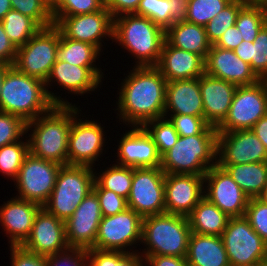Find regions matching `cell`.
Wrapping results in <instances>:
<instances>
[{"label": "cell", "instance_id": "6", "mask_svg": "<svg viewBox=\"0 0 267 266\" xmlns=\"http://www.w3.org/2000/svg\"><path fill=\"white\" fill-rule=\"evenodd\" d=\"M217 164V134L179 136L172 148L161 156L165 174L204 176Z\"/></svg>", "mask_w": 267, "mask_h": 266}, {"label": "cell", "instance_id": "39", "mask_svg": "<svg viewBox=\"0 0 267 266\" xmlns=\"http://www.w3.org/2000/svg\"><path fill=\"white\" fill-rule=\"evenodd\" d=\"M142 127L151 136L161 156L172 148L179 138L173 124L166 117L148 121Z\"/></svg>", "mask_w": 267, "mask_h": 266}, {"label": "cell", "instance_id": "59", "mask_svg": "<svg viewBox=\"0 0 267 266\" xmlns=\"http://www.w3.org/2000/svg\"><path fill=\"white\" fill-rule=\"evenodd\" d=\"M11 65L5 64L0 62V95H1V89L4 82V77L6 75V72L11 68Z\"/></svg>", "mask_w": 267, "mask_h": 266}, {"label": "cell", "instance_id": "16", "mask_svg": "<svg viewBox=\"0 0 267 266\" xmlns=\"http://www.w3.org/2000/svg\"><path fill=\"white\" fill-rule=\"evenodd\" d=\"M165 173L160 167L133 168L127 206L142 217L165 213Z\"/></svg>", "mask_w": 267, "mask_h": 266}, {"label": "cell", "instance_id": "61", "mask_svg": "<svg viewBox=\"0 0 267 266\" xmlns=\"http://www.w3.org/2000/svg\"><path fill=\"white\" fill-rule=\"evenodd\" d=\"M259 198L267 204V184L265 186L264 192Z\"/></svg>", "mask_w": 267, "mask_h": 266}, {"label": "cell", "instance_id": "51", "mask_svg": "<svg viewBox=\"0 0 267 266\" xmlns=\"http://www.w3.org/2000/svg\"><path fill=\"white\" fill-rule=\"evenodd\" d=\"M140 0H105V7L113 18L123 14H133L137 11Z\"/></svg>", "mask_w": 267, "mask_h": 266}, {"label": "cell", "instance_id": "22", "mask_svg": "<svg viewBox=\"0 0 267 266\" xmlns=\"http://www.w3.org/2000/svg\"><path fill=\"white\" fill-rule=\"evenodd\" d=\"M165 212L188 217L204 198V176L165 174Z\"/></svg>", "mask_w": 267, "mask_h": 266}, {"label": "cell", "instance_id": "40", "mask_svg": "<svg viewBox=\"0 0 267 266\" xmlns=\"http://www.w3.org/2000/svg\"><path fill=\"white\" fill-rule=\"evenodd\" d=\"M232 0H189L187 22L205 27Z\"/></svg>", "mask_w": 267, "mask_h": 266}, {"label": "cell", "instance_id": "13", "mask_svg": "<svg viewBox=\"0 0 267 266\" xmlns=\"http://www.w3.org/2000/svg\"><path fill=\"white\" fill-rule=\"evenodd\" d=\"M61 165L28 153L18 177L12 181L17 188L16 198L41 205L49 200Z\"/></svg>", "mask_w": 267, "mask_h": 266}, {"label": "cell", "instance_id": "43", "mask_svg": "<svg viewBox=\"0 0 267 266\" xmlns=\"http://www.w3.org/2000/svg\"><path fill=\"white\" fill-rule=\"evenodd\" d=\"M105 0H51L52 16H76L102 10Z\"/></svg>", "mask_w": 267, "mask_h": 266}, {"label": "cell", "instance_id": "15", "mask_svg": "<svg viewBox=\"0 0 267 266\" xmlns=\"http://www.w3.org/2000/svg\"><path fill=\"white\" fill-rule=\"evenodd\" d=\"M52 17L64 37L94 45L101 52L105 39L113 43L114 18L106 7L89 14Z\"/></svg>", "mask_w": 267, "mask_h": 266}, {"label": "cell", "instance_id": "58", "mask_svg": "<svg viewBox=\"0 0 267 266\" xmlns=\"http://www.w3.org/2000/svg\"><path fill=\"white\" fill-rule=\"evenodd\" d=\"M12 9L10 0H0V21Z\"/></svg>", "mask_w": 267, "mask_h": 266}, {"label": "cell", "instance_id": "57", "mask_svg": "<svg viewBox=\"0 0 267 266\" xmlns=\"http://www.w3.org/2000/svg\"><path fill=\"white\" fill-rule=\"evenodd\" d=\"M234 53L242 59L244 62L251 64V42L243 40L237 48H235Z\"/></svg>", "mask_w": 267, "mask_h": 266}, {"label": "cell", "instance_id": "60", "mask_svg": "<svg viewBox=\"0 0 267 266\" xmlns=\"http://www.w3.org/2000/svg\"><path fill=\"white\" fill-rule=\"evenodd\" d=\"M244 4L266 5L267 0H241Z\"/></svg>", "mask_w": 267, "mask_h": 266}, {"label": "cell", "instance_id": "12", "mask_svg": "<svg viewBox=\"0 0 267 266\" xmlns=\"http://www.w3.org/2000/svg\"><path fill=\"white\" fill-rule=\"evenodd\" d=\"M221 237L230 266H255L267 259V244L244 216L229 218Z\"/></svg>", "mask_w": 267, "mask_h": 266}, {"label": "cell", "instance_id": "48", "mask_svg": "<svg viewBox=\"0 0 267 266\" xmlns=\"http://www.w3.org/2000/svg\"><path fill=\"white\" fill-rule=\"evenodd\" d=\"M93 191L98 196L102 216L116 215L128 208L125 198L111 190L103 189L96 181L93 185Z\"/></svg>", "mask_w": 267, "mask_h": 266}, {"label": "cell", "instance_id": "19", "mask_svg": "<svg viewBox=\"0 0 267 266\" xmlns=\"http://www.w3.org/2000/svg\"><path fill=\"white\" fill-rule=\"evenodd\" d=\"M102 217L98 196L92 190L65 221L69 247L85 250L94 248Z\"/></svg>", "mask_w": 267, "mask_h": 266}, {"label": "cell", "instance_id": "23", "mask_svg": "<svg viewBox=\"0 0 267 266\" xmlns=\"http://www.w3.org/2000/svg\"><path fill=\"white\" fill-rule=\"evenodd\" d=\"M41 205L11 197L0 206V226L9 238L10 246H21L30 236L35 217Z\"/></svg>", "mask_w": 267, "mask_h": 266}, {"label": "cell", "instance_id": "3", "mask_svg": "<svg viewBox=\"0 0 267 266\" xmlns=\"http://www.w3.org/2000/svg\"><path fill=\"white\" fill-rule=\"evenodd\" d=\"M113 42L133 56L135 67L156 66L165 42V29L145 16L114 18Z\"/></svg>", "mask_w": 267, "mask_h": 266}, {"label": "cell", "instance_id": "5", "mask_svg": "<svg viewBox=\"0 0 267 266\" xmlns=\"http://www.w3.org/2000/svg\"><path fill=\"white\" fill-rule=\"evenodd\" d=\"M191 228L188 217L161 213L143 217L141 243L145 249L138 254L147 256L185 257L188 252Z\"/></svg>", "mask_w": 267, "mask_h": 266}, {"label": "cell", "instance_id": "27", "mask_svg": "<svg viewBox=\"0 0 267 266\" xmlns=\"http://www.w3.org/2000/svg\"><path fill=\"white\" fill-rule=\"evenodd\" d=\"M164 114L204 116L200 77L166 83Z\"/></svg>", "mask_w": 267, "mask_h": 266}, {"label": "cell", "instance_id": "56", "mask_svg": "<svg viewBox=\"0 0 267 266\" xmlns=\"http://www.w3.org/2000/svg\"><path fill=\"white\" fill-rule=\"evenodd\" d=\"M263 143L267 151V114L260 118L251 129Z\"/></svg>", "mask_w": 267, "mask_h": 266}, {"label": "cell", "instance_id": "30", "mask_svg": "<svg viewBox=\"0 0 267 266\" xmlns=\"http://www.w3.org/2000/svg\"><path fill=\"white\" fill-rule=\"evenodd\" d=\"M249 198H259L267 184V162L219 165Z\"/></svg>", "mask_w": 267, "mask_h": 266}, {"label": "cell", "instance_id": "37", "mask_svg": "<svg viewBox=\"0 0 267 266\" xmlns=\"http://www.w3.org/2000/svg\"><path fill=\"white\" fill-rule=\"evenodd\" d=\"M87 266H143L142 257L138 252L87 250Z\"/></svg>", "mask_w": 267, "mask_h": 266}, {"label": "cell", "instance_id": "47", "mask_svg": "<svg viewBox=\"0 0 267 266\" xmlns=\"http://www.w3.org/2000/svg\"><path fill=\"white\" fill-rule=\"evenodd\" d=\"M244 217L267 244V204L260 198H250Z\"/></svg>", "mask_w": 267, "mask_h": 266}, {"label": "cell", "instance_id": "24", "mask_svg": "<svg viewBox=\"0 0 267 266\" xmlns=\"http://www.w3.org/2000/svg\"><path fill=\"white\" fill-rule=\"evenodd\" d=\"M205 72L236 86H248L260 80L250 65L240 59L233 50L214 45L211 46L205 60Z\"/></svg>", "mask_w": 267, "mask_h": 266}, {"label": "cell", "instance_id": "32", "mask_svg": "<svg viewBox=\"0 0 267 266\" xmlns=\"http://www.w3.org/2000/svg\"><path fill=\"white\" fill-rule=\"evenodd\" d=\"M101 53L96 46L64 37L59 31L57 60L81 67H100L95 63Z\"/></svg>", "mask_w": 267, "mask_h": 266}, {"label": "cell", "instance_id": "45", "mask_svg": "<svg viewBox=\"0 0 267 266\" xmlns=\"http://www.w3.org/2000/svg\"><path fill=\"white\" fill-rule=\"evenodd\" d=\"M26 125L21 117L0 111V148L25 137Z\"/></svg>", "mask_w": 267, "mask_h": 266}, {"label": "cell", "instance_id": "49", "mask_svg": "<svg viewBox=\"0 0 267 266\" xmlns=\"http://www.w3.org/2000/svg\"><path fill=\"white\" fill-rule=\"evenodd\" d=\"M47 266H87V250L69 247L46 257Z\"/></svg>", "mask_w": 267, "mask_h": 266}, {"label": "cell", "instance_id": "7", "mask_svg": "<svg viewBox=\"0 0 267 266\" xmlns=\"http://www.w3.org/2000/svg\"><path fill=\"white\" fill-rule=\"evenodd\" d=\"M95 169L83 165H61L54 189L43 207L65 222L93 190Z\"/></svg>", "mask_w": 267, "mask_h": 266}, {"label": "cell", "instance_id": "18", "mask_svg": "<svg viewBox=\"0 0 267 266\" xmlns=\"http://www.w3.org/2000/svg\"><path fill=\"white\" fill-rule=\"evenodd\" d=\"M254 162H267V151L252 130L218 132V165Z\"/></svg>", "mask_w": 267, "mask_h": 266}, {"label": "cell", "instance_id": "26", "mask_svg": "<svg viewBox=\"0 0 267 266\" xmlns=\"http://www.w3.org/2000/svg\"><path fill=\"white\" fill-rule=\"evenodd\" d=\"M155 67L167 82L187 80L205 73V60L198 54L175 48L165 40Z\"/></svg>", "mask_w": 267, "mask_h": 266}, {"label": "cell", "instance_id": "52", "mask_svg": "<svg viewBox=\"0 0 267 266\" xmlns=\"http://www.w3.org/2000/svg\"><path fill=\"white\" fill-rule=\"evenodd\" d=\"M17 48L12 44L0 21V62L13 66Z\"/></svg>", "mask_w": 267, "mask_h": 266}, {"label": "cell", "instance_id": "10", "mask_svg": "<svg viewBox=\"0 0 267 266\" xmlns=\"http://www.w3.org/2000/svg\"><path fill=\"white\" fill-rule=\"evenodd\" d=\"M143 217L131 208L111 216H103L98 226L94 249L103 251L139 252ZM132 249H131V247Z\"/></svg>", "mask_w": 267, "mask_h": 266}, {"label": "cell", "instance_id": "31", "mask_svg": "<svg viewBox=\"0 0 267 266\" xmlns=\"http://www.w3.org/2000/svg\"><path fill=\"white\" fill-rule=\"evenodd\" d=\"M229 218L205 197L193 208V211L188 216L191 232L215 236H222Z\"/></svg>", "mask_w": 267, "mask_h": 266}, {"label": "cell", "instance_id": "53", "mask_svg": "<svg viewBox=\"0 0 267 266\" xmlns=\"http://www.w3.org/2000/svg\"><path fill=\"white\" fill-rule=\"evenodd\" d=\"M243 41L240 30L236 25L229 27L220 39L214 44L219 48L234 50Z\"/></svg>", "mask_w": 267, "mask_h": 266}, {"label": "cell", "instance_id": "46", "mask_svg": "<svg viewBox=\"0 0 267 266\" xmlns=\"http://www.w3.org/2000/svg\"><path fill=\"white\" fill-rule=\"evenodd\" d=\"M250 67L260 80H267V27L264 25L251 42Z\"/></svg>", "mask_w": 267, "mask_h": 266}, {"label": "cell", "instance_id": "20", "mask_svg": "<svg viewBox=\"0 0 267 266\" xmlns=\"http://www.w3.org/2000/svg\"><path fill=\"white\" fill-rule=\"evenodd\" d=\"M129 129L120 141L117 140L115 164L131 168L160 167L161 155L147 131L142 126H130Z\"/></svg>", "mask_w": 267, "mask_h": 266}, {"label": "cell", "instance_id": "63", "mask_svg": "<svg viewBox=\"0 0 267 266\" xmlns=\"http://www.w3.org/2000/svg\"><path fill=\"white\" fill-rule=\"evenodd\" d=\"M264 12H265V25L267 27V4L264 5Z\"/></svg>", "mask_w": 267, "mask_h": 266}, {"label": "cell", "instance_id": "1", "mask_svg": "<svg viewBox=\"0 0 267 266\" xmlns=\"http://www.w3.org/2000/svg\"><path fill=\"white\" fill-rule=\"evenodd\" d=\"M166 83L155 66H133L117 92L115 110H118L116 118L119 123L128 128L131 125L141 127L148 121L164 117Z\"/></svg>", "mask_w": 267, "mask_h": 266}, {"label": "cell", "instance_id": "9", "mask_svg": "<svg viewBox=\"0 0 267 266\" xmlns=\"http://www.w3.org/2000/svg\"><path fill=\"white\" fill-rule=\"evenodd\" d=\"M59 29L41 28L23 46L17 48L13 66L23 74L46 82L57 61Z\"/></svg>", "mask_w": 267, "mask_h": 266}, {"label": "cell", "instance_id": "55", "mask_svg": "<svg viewBox=\"0 0 267 266\" xmlns=\"http://www.w3.org/2000/svg\"><path fill=\"white\" fill-rule=\"evenodd\" d=\"M171 15L175 21L184 20L187 15L189 0H169Z\"/></svg>", "mask_w": 267, "mask_h": 266}, {"label": "cell", "instance_id": "11", "mask_svg": "<svg viewBox=\"0 0 267 266\" xmlns=\"http://www.w3.org/2000/svg\"><path fill=\"white\" fill-rule=\"evenodd\" d=\"M267 114V80L248 86H237L231 106L218 132L251 130Z\"/></svg>", "mask_w": 267, "mask_h": 266}, {"label": "cell", "instance_id": "25", "mask_svg": "<svg viewBox=\"0 0 267 266\" xmlns=\"http://www.w3.org/2000/svg\"><path fill=\"white\" fill-rule=\"evenodd\" d=\"M237 86L231 82L208 75L200 76V90L204 108V119L218 127L226 118Z\"/></svg>", "mask_w": 267, "mask_h": 266}, {"label": "cell", "instance_id": "41", "mask_svg": "<svg viewBox=\"0 0 267 266\" xmlns=\"http://www.w3.org/2000/svg\"><path fill=\"white\" fill-rule=\"evenodd\" d=\"M12 10L34 19L42 28L54 25L51 0H10Z\"/></svg>", "mask_w": 267, "mask_h": 266}, {"label": "cell", "instance_id": "36", "mask_svg": "<svg viewBox=\"0 0 267 266\" xmlns=\"http://www.w3.org/2000/svg\"><path fill=\"white\" fill-rule=\"evenodd\" d=\"M235 25L245 41L254 42L265 25L264 5L245 4L239 11Z\"/></svg>", "mask_w": 267, "mask_h": 266}, {"label": "cell", "instance_id": "8", "mask_svg": "<svg viewBox=\"0 0 267 266\" xmlns=\"http://www.w3.org/2000/svg\"><path fill=\"white\" fill-rule=\"evenodd\" d=\"M75 105H72V126L68 141V164L95 167V162L100 160L99 158L103 156V152H107L104 147L108 143L106 131H104L105 126L102 127L103 124L101 125L99 120H92V118L89 120V116L87 119L86 116L81 114L80 106L77 107ZM83 117H86V119Z\"/></svg>", "mask_w": 267, "mask_h": 266}, {"label": "cell", "instance_id": "14", "mask_svg": "<svg viewBox=\"0 0 267 266\" xmlns=\"http://www.w3.org/2000/svg\"><path fill=\"white\" fill-rule=\"evenodd\" d=\"M102 71L104 70L101 67H81L57 60L45 82L47 94L55 105H72L66 99L61 98V94L57 96L49 88H52L53 84H55V86L59 85L67 90V93L71 95L84 96L87 93L92 94L97 88H101L103 84L104 72Z\"/></svg>", "mask_w": 267, "mask_h": 266}, {"label": "cell", "instance_id": "54", "mask_svg": "<svg viewBox=\"0 0 267 266\" xmlns=\"http://www.w3.org/2000/svg\"><path fill=\"white\" fill-rule=\"evenodd\" d=\"M143 266H189L185 257L177 256H147Z\"/></svg>", "mask_w": 267, "mask_h": 266}, {"label": "cell", "instance_id": "50", "mask_svg": "<svg viewBox=\"0 0 267 266\" xmlns=\"http://www.w3.org/2000/svg\"><path fill=\"white\" fill-rule=\"evenodd\" d=\"M11 266H47L46 257L25 250L22 246H10Z\"/></svg>", "mask_w": 267, "mask_h": 266}, {"label": "cell", "instance_id": "4", "mask_svg": "<svg viewBox=\"0 0 267 266\" xmlns=\"http://www.w3.org/2000/svg\"><path fill=\"white\" fill-rule=\"evenodd\" d=\"M54 106L45 82L23 74L14 66L6 72L0 95V111L19 116L27 123L49 112Z\"/></svg>", "mask_w": 267, "mask_h": 266}, {"label": "cell", "instance_id": "33", "mask_svg": "<svg viewBox=\"0 0 267 266\" xmlns=\"http://www.w3.org/2000/svg\"><path fill=\"white\" fill-rule=\"evenodd\" d=\"M1 22L8 38L16 48L23 46L42 28L34 19L12 9Z\"/></svg>", "mask_w": 267, "mask_h": 266}, {"label": "cell", "instance_id": "38", "mask_svg": "<svg viewBox=\"0 0 267 266\" xmlns=\"http://www.w3.org/2000/svg\"><path fill=\"white\" fill-rule=\"evenodd\" d=\"M245 4L241 0H232L205 26L209 42L214 45L223 33L236 23L237 15Z\"/></svg>", "mask_w": 267, "mask_h": 266}, {"label": "cell", "instance_id": "17", "mask_svg": "<svg viewBox=\"0 0 267 266\" xmlns=\"http://www.w3.org/2000/svg\"><path fill=\"white\" fill-rule=\"evenodd\" d=\"M204 197L230 218L243 217L250 199L218 164L204 175Z\"/></svg>", "mask_w": 267, "mask_h": 266}, {"label": "cell", "instance_id": "28", "mask_svg": "<svg viewBox=\"0 0 267 266\" xmlns=\"http://www.w3.org/2000/svg\"><path fill=\"white\" fill-rule=\"evenodd\" d=\"M186 260L189 266H230L221 236L191 232Z\"/></svg>", "mask_w": 267, "mask_h": 266}, {"label": "cell", "instance_id": "62", "mask_svg": "<svg viewBox=\"0 0 267 266\" xmlns=\"http://www.w3.org/2000/svg\"><path fill=\"white\" fill-rule=\"evenodd\" d=\"M255 266H267V259L257 263Z\"/></svg>", "mask_w": 267, "mask_h": 266}, {"label": "cell", "instance_id": "2", "mask_svg": "<svg viewBox=\"0 0 267 266\" xmlns=\"http://www.w3.org/2000/svg\"><path fill=\"white\" fill-rule=\"evenodd\" d=\"M71 126L72 105H55L49 112L27 122L29 153L44 160L67 165Z\"/></svg>", "mask_w": 267, "mask_h": 266}, {"label": "cell", "instance_id": "35", "mask_svg": "<svg viewBox=\"0 0 267 266\" xmlns=\"http://www.w3.org/2000/svg\"><path fill=\"white\" fill-rule=\"evenodd\" d=\"M25 138L0 148V173L4 178H10V181L18 177L23 161L29 153L27 134Z\"/></svg>", "mask_w": 267, "mask_h": 266}, {"label": "cell", "instance_id": "34", "mask_svg": "<svg viewBox=\"0 0 267 266\" xmlns=\"http://www.w3.org/2000/svg\"><path fill=\"white\" fill-rule=\"evenodd\" d=\"M100 170L99 173L96 170L94 172L95 181L103 189L111 190L127 200L131 191L133 168L114 163L103 170L100 167Z\"/></svg>", "mask_w": 267, "mask_h": 266}, {"label": "cell", "instance_id": "21", "mask_svg": "<svg viewBox=\"0 0 267 266\" xmlns=\"http://www.w3.org/2000/svg\"><path fill=\"white\" fill-rule=\"evenodd\" d=\"M21 246L44 257L66 250L69 245L65 222L42 207L35 217L30 236Z\"/></svg>", "mask_w": 267, "mask_h": 266}, {"label": "cell", "instance_id": "42", "mask_svg": "<svg viewBox=\"0 0 267 266\" xmlns=\"http://www.w3.org/2000/svg\"><path fill=\"white\" fill-rule=\"evenodd\" d=\"M164 117L170 120L179 136L218 134L216 127L210 126L204 116L164 114Z\"/></svg>", "mask_w": 267, "mask_h": 266}, {"label": "cell", "instance_id": "44", "mask_svg": "<svg viewBox=\"0 0 267 266\" xmlns=\"http://www.w3.org/2000/svg\"><path fill=\"white\" fill-rule=\"evenodd\" d=\"M170 7L169 0H140L134 14L145 16L166 30L175 22Z\"/></svg>", "mask_w": 267, "mask_h": 266}, {"label": "cell", "instance_id": "29", "mask_svg": "<svg viewBox=\"0 0 267 266\" xmlns=\"http://www.w3.org/2000/svg\"><path fill=\"white\" fill-rule=\"evenodd\" d=\"M165 40L173 47L200 55L206 60L212 46L205 27L187 22L175 21L165 30Z\"/></svg>", "mask_w": 267, "mask_h": 266}]
</instances>
